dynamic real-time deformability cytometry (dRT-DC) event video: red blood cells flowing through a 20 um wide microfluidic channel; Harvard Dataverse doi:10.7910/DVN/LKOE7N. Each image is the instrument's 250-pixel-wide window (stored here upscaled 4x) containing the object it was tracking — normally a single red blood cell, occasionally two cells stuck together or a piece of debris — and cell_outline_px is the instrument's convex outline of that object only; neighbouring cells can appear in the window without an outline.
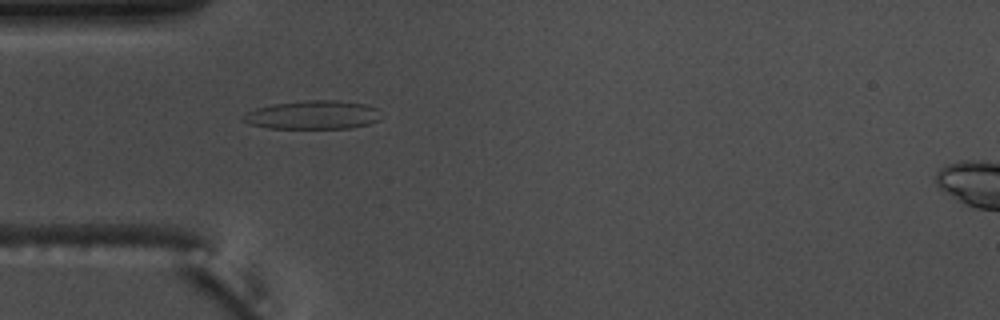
{"species": "common noctule bat (a hibernating species)", "species_latin": "Nyctalus noctula", "temperature_condition": "warm", "stored_images_in_passage": 35, "camera_frame_rate_fps": 3000, "um_per_image_px": 0.085, "animal": {"sex": "male", "body_mass_g": 17.5, "forearm_length_mm": 52.3}, "frame": {"image": 1, "passage_image": 1, "time_ms": 0.0, "image_size_px": [1000, 320], "cell_outline_px": [[380, 120], [368, 124], [348, 128], [268, 128], [248, 124], [240, 120], [240, 116], [256, 108], [272, 104], [304, 100], [336, 100], [364, 104], [376, 108]], "centroid_in_image_um": [26.52, 9.77], "position_along_channel_um": 58.5, "area_um2": 23.0}}
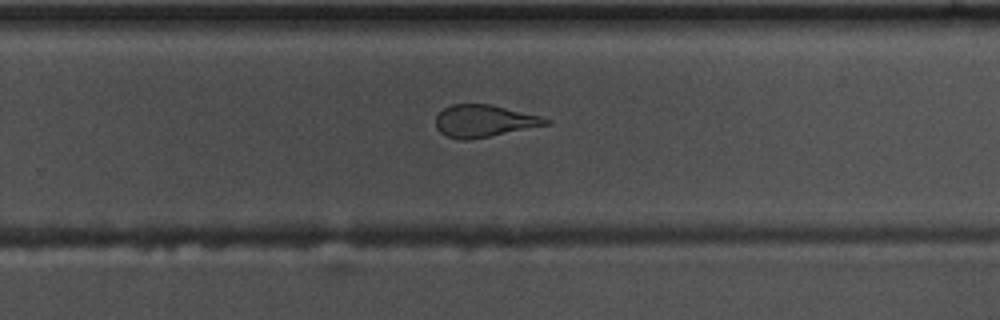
{"frame": {"image": 2, "passage_image": 20, "time_ms": 6.333, "image_size_px": [1000, 320], "cell_outline_px": [[552, 120], [548, 124], [468, 140], [460, 140], [448, 136], [440, 132], [436, 128], [436, 116], [444, 108], [452, 104], [488, 104], [540, 116]], "centroid_in_image_um": [41.1, 10.28], "position_along_channel_um": 288.7, "area_um2": 20.17}, "authors_computed_cell_mechanics": {"area_um2": 21.5016, "velocity_mm_per_s": 3.6807, "shape_relaxation_time_tau1_ms": 4.4308, "shape_relaxation_time_tau2_ms": 1.4071, "deformation_change_tau1": 0.1809, "deformation_change_tau2": 0.1164}}